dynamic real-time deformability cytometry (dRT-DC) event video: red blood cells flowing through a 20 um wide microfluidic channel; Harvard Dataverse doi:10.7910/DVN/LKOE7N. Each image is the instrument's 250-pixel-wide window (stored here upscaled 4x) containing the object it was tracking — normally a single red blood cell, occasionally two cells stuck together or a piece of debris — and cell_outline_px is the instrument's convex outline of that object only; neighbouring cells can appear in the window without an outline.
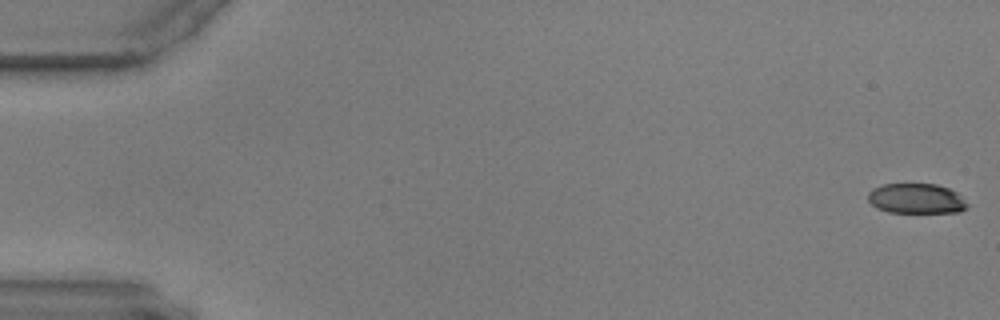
{"species": "common noctule bat (a hibernating species)", "species_latin": "Nyctalus noctula", "temperature_condition": "warm", "stored_images_in_passage": 16, "camera_frame_rate_fps": 3000, "um_per_image_px": 0.085, "animal": {"sex": "male", "body_mass_g": 17.9, "forearm_length_mm": 54.2}, "frame": {"image": 1, "passage_image": 1, "time_ms": 0.0, "image_size_px": [1000, 320], "cell_outline_px": [[968, 208], [960, 212], [888, 212], [876, 208], [868, 200], [868, 192], [872, 188], [884, 184], [936, 184], [948, 188], [956, 192], [968, 204]], "centroid_in_image_um": [77.87, 16.88], "position_along_channel_um": 7.1, "area_um2": 17.4}}
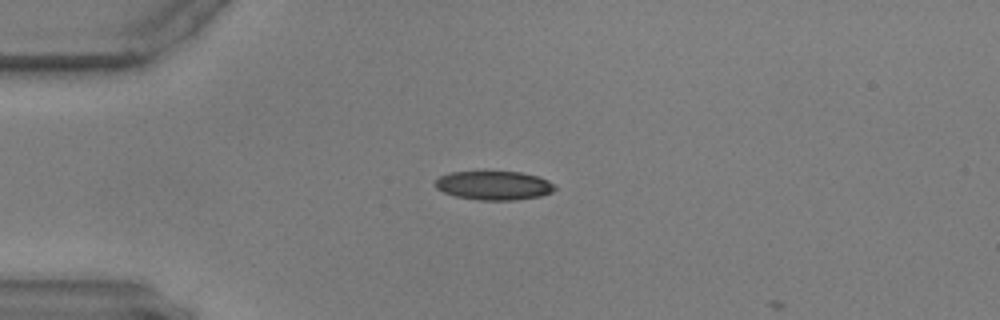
{"frame": {"image": 2, "passage_image": 15, "time_ms": 4.667, "image_size_px": [1000, 320], "cell_outline_px": [[556, 188], [552, 192], [540, 196], [516, 200], [480, 200], [456, 196], [444, 192], [436, 188], [432, 184], [440, 176], [448, 172], [520, 172], [536, 176], [548, 180], [556, 184]], "centroid_in_image_um": [41.98, 15.76], "position_along_channel_um": 43.0, "area_um2": 20.17}}